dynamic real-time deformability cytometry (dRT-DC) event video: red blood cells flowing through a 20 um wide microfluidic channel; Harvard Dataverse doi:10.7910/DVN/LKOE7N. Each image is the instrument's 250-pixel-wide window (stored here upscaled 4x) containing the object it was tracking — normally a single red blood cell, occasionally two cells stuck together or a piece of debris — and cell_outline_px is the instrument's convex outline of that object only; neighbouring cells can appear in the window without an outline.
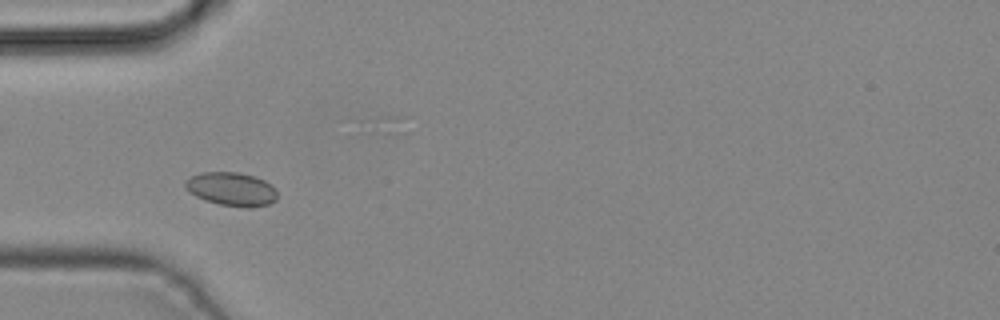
{"species": "common noctule bat (a hibernating species)", "species_latin": "Nyctalus noctula", "temperature_condition": "cold", "stored_images_in_passage": 4, "camera_frame_rate_fps": 3000, "um_per_image_px": 0.085, "animal": {"sex": "male", "body_mass_g": 19.2, "forearm_length_mm": 51.8}, "frame": {"image": 1, "passage_image": 3, "time_ms": 0.667, "image_size_px": [1000, 320], "cell_outline_px": [[276, 200], [268, 204], [252, 208], [248, 208], [220, 204], [204, 200], [188, 192], [184, 184], [184, 180], [192, 176], [204, 172], [240, 172], [264, 180], [276, 188]], "centroid_in_image_um": [19.67, 16.07], "position_along_channel_um": 65.3, "area_um2": 18.03}}
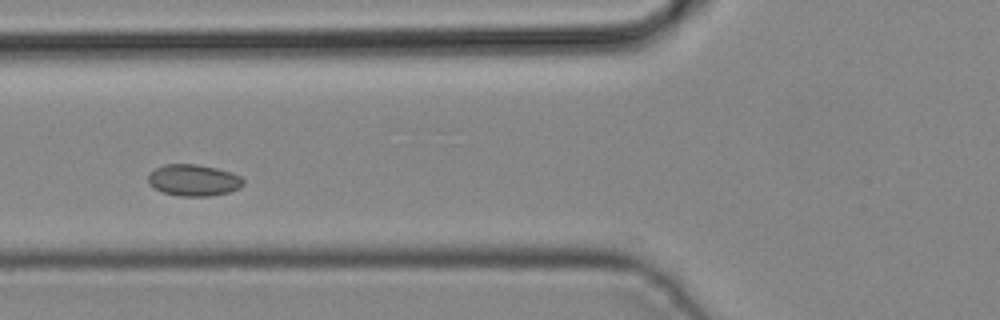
{"frame": {"image": 2, "passage_image": 4, "time_ms": 1.0, "image_size_px": [1000, 320], "cell_outline_px": [[244, 184], [240, 188], [228, 192], [208, 196], [180, 196], [164, 192], [148, 184], [148, 176], [156, 168], [164, 164], [196, 164], [216, 168], [232, 172], [240, 176], [244, 180]], "centroid_in_image_um": [16.48, 15.31], "position_along_channel_um": 109.3, "area_um2": 17.4}}